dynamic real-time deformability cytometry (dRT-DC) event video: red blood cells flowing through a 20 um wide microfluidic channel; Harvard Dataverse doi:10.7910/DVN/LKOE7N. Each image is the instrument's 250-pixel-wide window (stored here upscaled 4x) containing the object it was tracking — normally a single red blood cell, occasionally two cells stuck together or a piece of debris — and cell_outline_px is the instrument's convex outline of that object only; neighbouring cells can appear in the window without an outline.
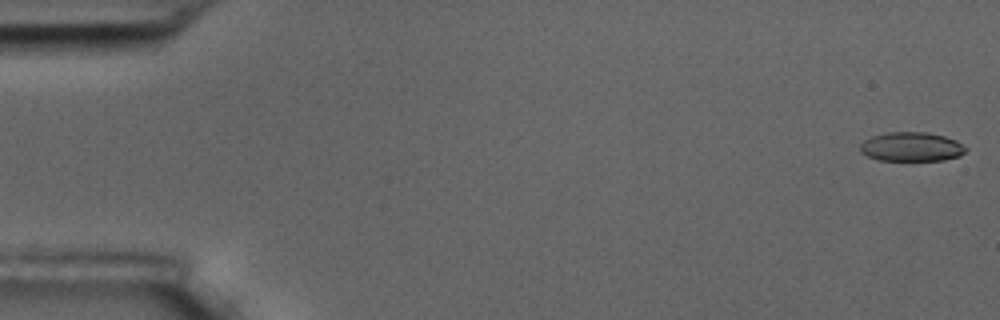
{"species": "common noctule bat (a hibernating species)", "species_latin": "Nyctalus noctula", "temperature_condition": "room temperature", "stored_images_in_passage": 13, "camera_frame_rate_fps": 3000, "um_per_image_px": 0.085, "animal": {"sex": "male", "body_mass_g": 17.5, "forearm_length_mm": 52.3}, "frame": {"image": 1, "passage_image": 1, "time_ms": 0.0, "image_size_px": [1000, 320], "cell_outline_px": [[968, 148], [960, 156], [944, 160], [876, 160], [860, 152], [860, 144], [864, 140], [872, 136], [888, 132], [928, 132], [944, 136], [956, 140]], "centroid_in_image_um": [77.47, 12.47], "position_along_channel_um": 7.5, "area_um2": 18.03}}